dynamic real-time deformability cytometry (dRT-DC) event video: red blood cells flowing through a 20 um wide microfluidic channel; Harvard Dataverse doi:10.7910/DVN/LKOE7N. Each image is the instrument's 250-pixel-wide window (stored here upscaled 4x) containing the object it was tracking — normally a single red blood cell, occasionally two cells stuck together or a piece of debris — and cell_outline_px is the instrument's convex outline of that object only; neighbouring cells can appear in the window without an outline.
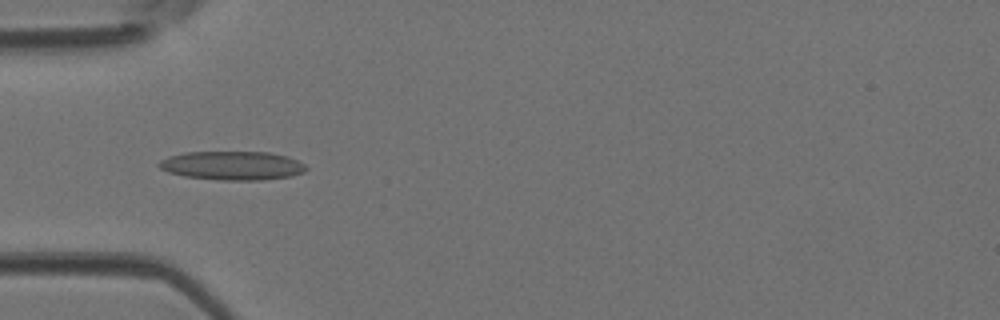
{"species": "Egyptian fruit bat (a non-hibernating species)", "species_latin": "Rousettus aegyptiacus", "temperature_condition": "room temperature", "stored_images_in_passage": 45, "camera_frame_rate_fps": 3000, "um_per_image_px": 0.085, "animal": {"sex": "female"}, "frame": {"image": 1, "passage_image": 14, "time_ms": 4.333, "image_size_px": [1000, 320], "cell_outline_px": [[308, 168], [304, 172], [292, 176], [260, 180], [220, 180], [184, 176], [168, 172], [160, 168], [156, 164], [160, 160], [168, 156], [184, 152], [268, 152], [288, 156], [304, 164]], "centroid_in_image_um": [19.73, 14.07], "position_along_channel_um": 65.3, "area_um2": 24.8}}
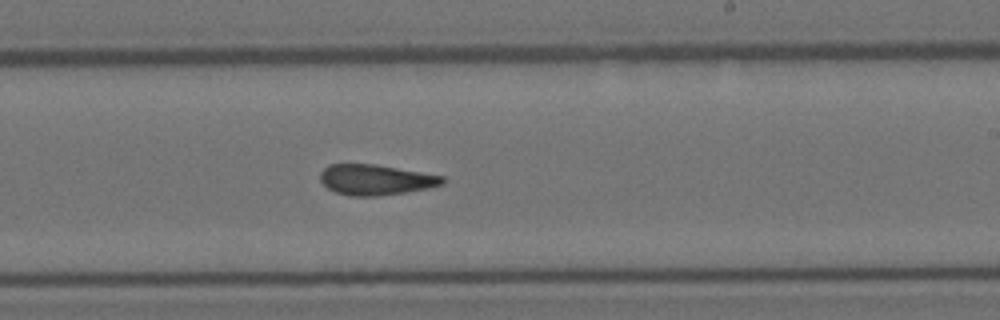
{"frame": {"image": 2, "passage_image": 27, "time_ms": 8.667, "image_size_px": [1000, 320], "cell_outline_px": [[444, 184], [428, 188], [404, 192], [376, 196], [352, 196], [336, 192], [328, 188], [320, 180], [320, 172], [328, 164], [376, 164], [444, 176]], "centroid_in_image_um": [31.92, 15.27], "position_along_channel_um": 257.1, "area_um2": 21.62}}
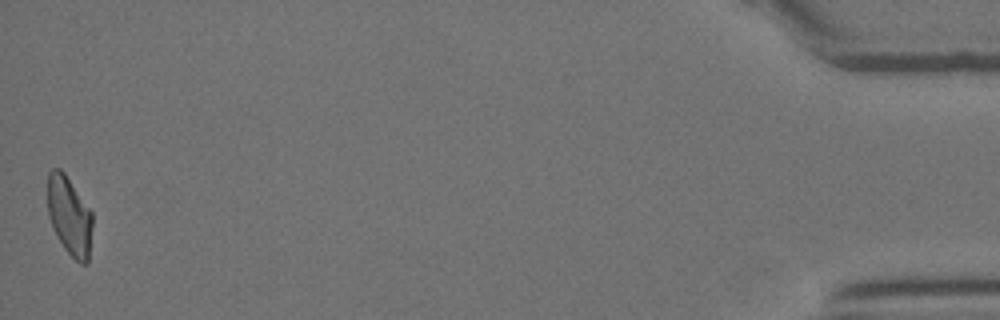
{"frame": {"image": 3, "passage_image": 45, "time_ms": 14.667, "image_size_px": [1000, 320], "cell_outline_px": [[92, 228], [88, 264], [80, 264], [64, 248], [56, 236], [48, 216], [48, 172], [52, 168], [60, 168], [64, 172], [92, 212]], "centroid_in_image_um": [5.9, 18.36], "position_along_channel_um": 429.3, "area_um2": 20.63}}